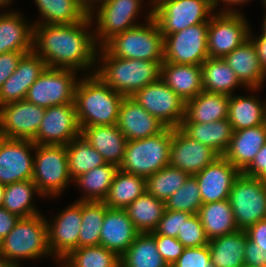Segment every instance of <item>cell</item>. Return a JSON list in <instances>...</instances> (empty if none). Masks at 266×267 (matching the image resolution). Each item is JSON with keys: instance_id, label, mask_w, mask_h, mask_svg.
Here are the masks:
<instances>
[{"instance_id": "6f0895ef", "label": "cell", "mask_w": 266, "mask_h": 267, "mask_svg": "<svg viewBox=\"0 0 266 267\" xmlns=\"http://www.w3.org/2000/svg\"><path fill=\"white\" fill-rule=\"evenodd\" d=\"M250 0H211L213 9H218L217 6L221 5L219 4L220 2H222L223 4H226L227 6H224L225 8H220L221 10L218 9V12H240V10L238 11L234 6H241V4H245L248 3ZM231 7V8H230ZM234 8V9H233Z\"/></svg>"}, {"instance_id": "83f0119b", "label": "cell", "mask_w": 266, "mask_h": 267, "mask_svg": "<svg viewBox=\"0 0 266 267\" xmlns=\"http://www.w3.org/2000/svg\"><path fill=\"white\" fill-rule=\"evenodd\" d=\"M161 79L184 102L203 91L201 65L161 64Z\"/></svg>"}, {"instance_id": "f1b7e54d", "label": "cell", "mask_w": 266, "mask_h": 267, "mask_svg": "<svg viewBox=\"0 0 266 267\" xmlns=\"http://www.w3.org/2000/svg\"><path fill=\"white\" fill-rule=\"evenodd\" d=\"M188 137L211 147L223 156L233 136V128L228 119L210 123H189L185 118L179 127Z\"/></svg>"}, {"instance_id": "5bb4252c", "label": "cell", "mask_w": 266, "mask_h": 267, "mask_svg": "<svg viewBox=\"0 0 266 267\" xmlns=\"http://www.w3.org/2000/svg\"><path fill=\"white\" fill-rule=\"evenodd\" d=\"M132 98L166 127H180L185 117V102L161 78Z\"/></svg>"}, {"instance_id": "7bdbcfd3", "label": "cell", "mask_w": 266, "mask_h": 267, "mask_svg": "<svg viewBox=\"0 0 266 267\" xmlns=\"http://www.w3.org/2000/svg\"><path fill=\"white\" fill-rule=\"evenodd\" d=\"M108 206L104 202L82 201V223L78 248L100 245L101 227Z\"/></svg>"}, {"instance_id": "60d3db41", "label": "cell", "mask_w": 266, "mask_h": 267, "mask_svg": "<svg viewBox=\"0 0 266 267\" xmlns=\"http://www.w3.org/2000/svg\"><path fill=\"white\" fill-rule=\"evenodd\" d=\"M66 153L72 181L80 175L106 164L104 158L81 135L66 145Z\"/></svg>"}, {"instance_id": "4dcf8cb0", "label": "cell", "mask_w": 266, "mask_h": 267, "mask_svg": "<svg viewBox=\"0 0 266 267\" xmlns=\"http://www.w3.org/2000/svg\"><path fill=\"white\" fill-rule=\"evenodd\" d=\"M256 96L230 95L227 119L234 131L266 123V101Z\"/></svg>"}, {"instance_id": "8992f818", "label": "cell", "mask_w": 266, "mask_h": 267, "mask_svg": "<svg viewBox=\"0 0 266 267\" xmlns=\"http://www.w3.org/2000/svg\"><path fill=\"white\" fill-rule=\"evenodd\" d=\"M172 128L166 127L158 135L127 141L119 169L147 178L169 165Z\"/></svg>"}, {"instance_id": "9f6ffc18", "label": "cell", "mask_w": 266, "mask_h": 267, "mask_svg": "<svg viewBox=\"0 0 266 267\" xmlns=\"http://www.w3.org/2000/svg\"><path fill=\"white\" fill-rule=\"evenodd\" d=\"M251 31L252 29L250 28L249 38L253 41L256 47V50H257L260 64L263 67V69L266 71V34H263L261 32L260 35L256 36Z\"/></svg>"}, {"instance_id": "7dc6e473", "label": "cell", "mask_w": 266, "mask_h": 267, "mask_svg": "<svg viewBox=\"0 0 266 267\" xmlns=\"http://www.w3.org/2000/svg\"><path fill=\"white\" fill-rule=\"evenodd\" d=\"M209 246L185 248L177 261L171 267H209Z\"/></svg>"}, {"instance_id": "f5cc1de1", "label": "cell", "mask_w": 266, "mask_h": 267, "mask_svg": "<svg viewBox=\"0 0 266 267\" xmlns=\"http://www.w3.org/2000/svg\"><path fill=\"white\" fill-rule=\"evenodd\" d=\"M242 173L266 182V143L260 148L252 163Z\"/></svg>"}, {"instance_id": "003e7915", "label": "cell", "mask_w": 266, "mask_h": 267, "mask_svg": "<svg viewBox=\"0 0 266 267\" xmlns=\"http://www.w3.org/2000/svg\"><path fill=\"white\" fill-rule=\"evenodd\" d=\"M11 267H21V265H18V266L12 265Z\"/></svg>"}, {"instance_id": "6125c7cd", "label": "cell", "mask_w": 266, "mask_h": 267, "mask_svg": "<svg viewBox=\"0 0 266 267\" xmlns=\"http://www.w3.org/2000/svg\"><path fill=\"white\" fill-rule=\"evenodd\" d=\"M13 2V0H0V8H6ZM9 4V5H8Z\"/></svg>"}, {"instance_id": "2e32d148", "label": "cell", "mask_w": 266, "mask_h": 267, "mask_svg": "<svg viewBox=\"0 0 266 267\" xmlns=\"http://www.w3.org/2000/svg\"><path fill=\"white\" fill-rule=\"evenodd\" d=\"M81 135L75 104L46 108L43 120L32 142L35 145H68Z\"/></svg>"}, {"instance_id": "277c9868", "label": "cell", "mask_w": 266, "mask_h": 267, "mask_svg": "<svg viewBox=\"0 0 266 267\" xmlns=\"http://www.w3.org/2000/svg\"><path fill=\"white\" fill-rule=\"evenodd\" d=\"M150 9L146 23L115 35L102 48L114 57L164 62V36Z\"/></svg>"}, {"instance_id": "7402d4cb", "label": "cell", "mask_w": 266, "mask_h": 267, "mask_svg": "<svg viewBox=\"0 0 266 267\" xmlns=\"http://www.w3.org/2000/svg\"><path fill=\"white\" fill-rule=\"evenodd\" d=\"M117 126L128 141L158 135L166 128L132 97H124L119 110Z\"/></svg>"}, {"instance_id": "816d5d0a", "label": "cell", "mask_w": 266, "mask_h": 267, "mask_svg": "<svg viewBox=\"0 0 266 267\" xmlns=\"http://www.w3.org/2000/svg\"><path fill=\"white\" fill-rule=\"evenodd\" d=\"M245 267H266V251L249 239L244 250Z\"/></svg>"}, {"instance_id": "1f68e13d", "label": "cell", "mask_w": 266, "mask_h": 267, "mask_svg": "<svg viewBox=\"0 0 266 267\" xmlns=\"http://www.w3.org/2000/svg\"><path fill=\"white\" fill-rule=\"evenodd\" d=\"M248 239L246 231L237 230L209 240L211 263L216 267H245L244 250Z\"/></svg>"}, {"instance_id": "be15d7a7", "label": "cell", "mask_w": 266, "mask_h": 267, "mask_svg": "<svg viewBox=\"0 0 266 267\" xmlns=\"http://www.w3.org/2000/svg\"><path fill=\"white\" fill-rule=\"evenodd\" d=\"M264 9H266V8H264ZM266 11V10H265ZM264 20H263V25H262V27H261V32L263 33V34H266V14H265V16H264V18H263Z\"/></svg>"}, {"instance_id": "44dd1931", "label": "cell", "mask_w": 266, "mask_h": 267, "mask_svg": "<svg viewBox=\"0 0 266 267\" xmlns=\"http://www.w3.org/2000/svg\"><path fill=\"white\" fill-rule=\"evenodd\" d=\"M47 67L44 60L34 51L24 54L19 60L15 72L0 88V107L25 100L28 89Z\"/></svg>"}, {"instance_id": "f546056e", "label": "cell", "mask_w": 266, "mask_h": 267, "mask_svg": "<svg viewBox=\"0 0 266 267\" xmlns=\"http://www.w3.org/2000/svg\"><path fill=\"white\" fill-rule=\"evenodd\" d=\"M230 96L202 91L185 102V119L189 123H210L228 118Z\"/></svg>"}, {"instance_id": "5b68a950", "label": "cell", "mask_w": 266, "mask_h": 267, "mask_svg": "<svg viewBox=\"0 0 266 267\" xmlns=\"http://www.w3.org/2000/svg\"><path fill=\"white\" fill-rule=\"evenodd\" d=\"M44 216L41 213L19 218L13 230L1 240L0 255L15 266L20 265V259L53 257L48 246L47 223Z\"/></svg>"}, {"instance_id": "836d02e7", "label": "cell", "mask_w": 266, "mask_h": 267, "mask_svg": "<svg viewBox=\"0 0 266 267\" xmlns=\"http://www.w3.org/2000/svg\"><path fill=\"white\" fill-rule=\"evenodd\" d=\"M203 91L233 95L234 90L244 87L223 58H207L201 64Z\"/></svg>"}, {"instance_id": "f6af8a7d", "label": "cell", "mask_w": 266, "mask_h": 267, "mask_svg": "<svg viewBox=\"0 0 266 267\" xmlns=\"http://www.w3.org/2000/svg\"><path fill=\"white\" fill-rule=\"evenodd\" d=\"M202 204L198 181L193 175H190L185 183L165 201L166 210L182 211L192 215L198 214Z\"/></svg>"}, {"instance_id": "4316f807", "label": "cell", "mask_w": 266, "mask_h": 267, "mask_svg": "<svg viewBox=\"0 0 266 267\" xmlns=\"http://www.w3.org/2000/svg\"><path fill=\"white\" fill-rule=\"evenodd\" d=\"M81 136L104 158L106 163L119 167L128 140L117 124L83 127Z\"/></svg>"}, {"instance_id": "9c48e42d", "label": "cell", "mask_w": 266, "mask_h": 267, "mask_svg": "<svg viewBox=\"0 0 266 267\" xmlns=\"http://www.w3.org/2000/svg\"><path fill=\"white\" fill-rule=\"evenodd\" d=\"M236 226L247 230L258 221L266 219V182L241 173L229 193Z\"/></svg>"}, {"instance_id": "d4e9b609", "label": "cell", "mask_w": 266, "mask_h": 267, "mask_svg": "<svg viewBox=\"0 0 266 267\" xmlns=\"http://www.w3.org/2000/svg\"><path fill=\"white\" fill-rule=\"evenodd\" d=\"M24 18L17 10L0 13V54L33 51V23Z\"/></svg>"}, {"instance_id": "ffe728a7", "label": "cell", "mask_w": 266, "mask_h": 267, "mask_svg": "<svg viewBox=\"0 0 266 267\" xmlns=\"http://www.w3.org/2000/svg\"><path fill=\"white\" fill-rule=\"evenodd\" d=\"M240 174L224 156H219L195 174L203 204L228 199L233 183Z\"/></svg>"}, {"instance_id": "52a82bcc", "label": "cell", "mask_w": 266, "mask_h": 267, "mask_svg": "<svg viewBox=\"0 0 266 267\" xmlns=\"http://www.w3.org/2000/svg\"><path fill=\"white\" fill-rule=\"evenodd\" d=\"M32 181L43 197H60L73 182L68 170L65 145H36Z\"/></svg>"}, {"instance_id": "db71d44e", "label": "cell", "mask_w": 266, "mask_h": 267, "mask_svg": "<svg viewBox=\"0 0 266 267\" xmlns=\"http://www.w3.org/2000/svg\"><path fill=\"white\" fill-rule=\"evenodd\" d=\"M245 231L250 241L266 251V219L258 221Z\"/></svg>"}, {"instance_id": "e575fe53", "label": "cell", "mask_w": 266, "mask_h": 267, "mask_svg": "<svg viewBox=\"0 0 266 267\" xmlns=\"http://www.w3.org/2000/svg\"><path fill=\"white\" fill-rule=\"evenodd\" d=\"M36 3L41 20L33 25H67L83 21L88 14L77 0H33Z\"/></svg>"}, {"instance_id": "30bf717a", "label": "cell", "mask_w": 266, "mask_h": 267, "mask_svg": "<svg viewBox=\"0 0 266 267\" xmlns=\"http://www.w3.org/2000/svg\"><path fill=\"white\" fill-rule=\"evenodd\" d=\"M143 1L105 0L101 5L96 7L89 14L92 23L97 24L95 26L96 28H94L96 45L102 47L115 35L140 25L141 23H138L136 20L139 17L138 14L142 11ZM149 2L152 7V0H149Z\"/></svg>"}, {"instance_id": "f35d334b", "label": "cell", "mask_w": 266, "mask_h": 267, "mask_svg": "<svg viewBox=\"0 0 266 267\" xmlns=\"http://www.w3.org/2000/svg\"><path fill=\"white\" fill-rule=\"evenodd\" d=\"M145 192V178L123 172L119 169L115 174L108 195L103 202L109 208L125 209Z\"/></svg>"}, {"instance_id": "680465c9", "label": "cell", "mask_w": 266, "mask_h": 267, "mask_svg": "<svg viewBox=\"0 0 266 267\" xmlns=\"http://www.w3.org/2000/svg\"><path fill=\"white\" fill-rule=\"evenodd\" d=\"M104 1L105 0H77L79 5L86 11L88 15Z\"/></svg>"}, {"instance_id": "03108f58", "label": "cell", "mask_w": 266, "mask_h": 267, "mask_svg": "<svg viewBox=\"0 0 266 267\" xmlns=\"http://www.w3.org/2000/svg\"><path fill=\"white\" fill-rule=\"evenodd\" d=\"M209 267H216L211 262L209 263Z\"/></svg>"}, {"instance_id": "ee69618b", "label": "cell", "mask_w": 266, "mask_h": 267, "mask_svg": "<svg viewBox=\"0 0 266 267\" xmlns=\"http://www.w3.org/2000/svg\"><path fill=\"white\" fill-rule=\"evenodd\" d=\"M190 175L170 165L146 178V191L155 198L166 201Z\"/></svg>"}, {"instance_id": "9a60e30c", "label": "cell", "mask_w": 266, "mask_h": 267, "mask_svg": "<svg viewBox=\"0 0 266 267\" xmlns=\"http://www.w3.org/2000/svg\"><path fill=\"white\" fill-rule=\"evenodd\" d=\"M53 219H46L48 246L53 258L59 262L72 250L78 248L82 223V201L69 204L58 215L55 214Z\"/></svg>"}, {"instance_id": "ac0fdd59", "label": "cell", "mask_w": 266, "mask_h": 267, "mask_svg": "<svg viewBox=\"0 0 266 267\" xmlns=\"http://www.w3.org/2000/svg\"><path fill=\"white\" fill-rule=\"evenodd\" d=\"M36 145L32 140L0 136V183L4 186L32 180ZM33 150V151H32Z\"/></svg>"}, {"instance_id": "d590c367", "label": "cell", "mask_w": 266, "mask_h": 267, "mask_svg": "<svg viewBox=\"0 0 266 267\" xmlns=\"http://www.w3.org/2000/svg\"><path fill=\"white\" fill-rule=\"evenodd\" d=\"M118 170L117 165L106 163L76 178L73 183L83 191L77 201L103 202Z\"/></svg>"}, {"instance_id": "74e56055", "label": "cell", "mask_w": 266, "mask_h": 267, "mask_svg": "<svg viewBox=\"0 0 266 267\" xmlns=\"http://www.w3.org/2000/svg\"><path fill=\"white\" fill-rule=\"evenodd\" d=\"M165 210V201L155 198L147 191L125 208L139 233L153 232Z\"/></svg>"}, {"instance_id": "e7e4bbea", "label": "cell", "mask_w": 266, "mask_h": 267, "mask_svg": "<svg viewBox=\"0 0 266 267\" xmlns=\"http://www.w3.org/2000/svg\"><path fill=\"white\" fill-rule=\"evenodd\" d=\"M262 4H263L264 8H266V0H262Z\"/></svg>"}, {"instance_id": "11a10c76", "label": "cell", "mask_w": 266, "mask_h": 267, "mask_svg": "<svg viewBox=\"0 0 266 267\" xmlns=\"http://www.w3.org/2000/svg\"><path fill=\"white\" fill-rule=\"evenodd\" d=\"M18 220L19 217L17 215L0 207V240L4 239L13 230Z\"/></svg>"}, {"instance_id": "91938a15", "label": "cell", "mask_w": 266, "mask_h": 267, "mask_svg": "<svg viewBox=\"0 0 266 267\" xmlns=\"http://www.w3.org/2000/svg\"><path fill=\"white\" fill-rule=\"evenodd\" d=\"M12 264L2 255H0V267H11Z\"/></svg>"}, {"instance_id": "7c38bea8", "label": "cell", "mask_w": 266, "mask_h": 267, "mask_svg": "<svg viewBox=\"0 0 266 267\" xmlns=\"http://www.w3.org/2000/svg\"><path fill=\"white\" fill-rule=\"evenodd\" d=\"M242 12H216L208 23V58H224L249 38L250 24Z\"/></svg>"}, {"instance_id": "94428289", "label": "cell", "mask_w": 266, "mask_h": 267, "mask_svg": "<svg viewBox=\"0 0 266 267\" xmlns=\"http://www.w3.org/2000/svg\"><path fill=\"white\" fill-rule=\"evenodd\" d=\"M4 193H5V186L0 183V207H2L3 204Z\"/></svg>"}, {"instance_id": "e0dca14e", "label": "cell", "mask_w": 266, "mask_h": 267, "mask_svg": "<svg viewBox=\"0 0 266 267\" xmlns=\"http://www.w3.org/2000/svg\"><path fill=\"white\" fill-rule=\"evenodd\" d=\"M46 108L20 100L0 107V136L33 140Z\"/></svg>"}, {"instance_id": "d6986e66", "label": "cell", "mask_w": 266, "mask_h": 267, "mask_svg": "<svg viewBox=\"0 0 266 267\" xmlns=\"http://www.w3.org/2000/svg\"><path fill=\"white\" fill-rule=\"evenodd\" d=\"M219 156L211 147L188 137L179 127L172 128L170 166L194 176Z\"/></svg>"}, {"instance_id": "7a4b0ae2", "label": "cell", "mask_w": 266, "mask_h": 267, "mask_svg": "<svg viewBox=\"0 0 266 267\" xmlns=\"http://www.w3.org/2000/svg\"><path fill=\"white\" fill-rule=\"evenodd\" d=\"M124 97L109 87L98 75L79 78L74 104L80 129L89 126L115 125Z\"/></svg>"}, {"instance_id": "6da1fadb", "label": "cell", "mask_w": 266, "mask_h": 267, "mask_svg": "<svg viewBox=\"0 0 266 267\" xmlns=\"http://www.w3.org/2000/svg\"><path fill=\"white\" fill-rule=\"evenodd\" d=\"M92 24L88 15L83 21L74 24L33 25V51L49 68L70 69L78 73L86 70L85 74H93L99 47L95 42L94 31L89 28Z\"/></svg>"}, {"instance_id": "b9f144b4", "label": "cell", "mask_w": 266, "mask_h": 267, "mask_svg": "<svg viewBox=\"0 0 266 267\" xmlns=\"http://www.w3.org/2000/svg\"><path fill=\"white\" fill-rule=\"evenodd\" d=\"M60 267H120V257L98 246H83L72 250L60 262Z\"/></svg>"}, {"instance_id": "8fae6325", "label": "cell", "mask_w": 266, "mask_h": 267, "mask_svg": "<svg viewBox=\"0 0 266 267\" xmlns=\"http://www.w3.org/2000/svg\"><path fill=\"white\" fill-rule=\"evenodd\" d=\"M77 71L47 67L28 89L25 100L49 108L74 103Z\"/></svg>"}, {"instance_id": "ba28073f", "label": "cell", "mask_w": 266, "mask_h": 267, "mask_svg": "<svg viewBox=\"0 0 266 267\" xmlns=\"http://www.w3.org/2000/svg\"><path fill=\"white\" fill-rule=\"evenodd\" d=\"M213 13L211 0H152V17L164 37L192 25L209 23Z\"/></svg>"}, {"instance_id": "4fadbf2b", "label": "cell", "mask_w": 266, "mask_h": 267, "mask_svg": "<svg viewBox=\"0 0 266 267\" xmlns=\"http://www.w3.org/2000/svg\"><path fill=\"white\" fill-rule=\"evenodd\" d=\"M208 23H200L164 37V62L201 65L208 58Z\"/></svg>"}, {"instance_id": "484cf974", "label": "cell", "mask_w": 266, "mask_h": 267, "mask_svg": "<svg viewBox=\"0 0 266 267\" xmlns=\"http://www.w3.org/2000/svg\"><path fill=\"white\" fill-rule=\"evenodd\" d=\"M266 143V123L233 132L224 157L241 173L252 163Z\"/></svg>"}, {"instance_id": "cb8c5ba5", "label": "cell", "mask_w": 266, "mask_h": 267, "mask_svg": "<svg viewBox=\"0 0 266 267\" xmlns=\"http://www.w3.org/2000/svg\"><path fill=\"white\" fill-rule=\"evenodd\" d=\"M139 232L125 209L107 208L100 233V245L121 257Z\"/></svg>"}, {"instance_id": "681fc988", "label": "cell", "mask_w": 266, "mask_h": 267, "mask_svg": "<svg viewBox=\"0 0 266 267\" xmlns=\"http://www.w3.org/2000/svg\"><path fill=\"white\" fill-rule=\"evenodd\" d=\"M183 227V212L165 210L157 227L150 234H159L177 238L179 231Z\"/></svg>"}, {"instance_id": "f907efd6", "label": "cell", "mask_w": 266, "mask_h": 267, "mask_svg": "<svg viewBox=\"0 0 266 267\" xmlns=\"http://www.w3.org/2000/svg\"><path fill=\"white\" fill-rule=\"evenodd\" d=\"M29 52H7L0 54V88L15 72L21 57Z\"/></svg>"}, {"instance_id": "ab89813d", "label": "cell", "mask_w": 266, "mask_h": 267, "mask_svg": "<svg viewBox=\"0 0 266 267\" xmlns=\"http://www.w3.org/2000/svg\"><path fill=\"white\" fill-rule=\"evenodd\" d=\"M120 267H169L150 233H139L120 257Z\"/></svg>"}, {"instance_id": "603a6c76", "label": "cell", "mask_w": 266, "mask_h": 267, "mask_svg": "<svg viewBox=\"0 0 266 267\" xmlns=\"http://www.w3.org/2000/svg\"><path fill=\"white\" fill-rule=\"evenodd\" d=\"M223 60L234 71L240 83L248 88L247 91L255 92L262 89L266 71L260 64L256 47L250 38L226 55Z\"/></svg>"}, {"instance_id": "bcb514c9", "label": "cell", "mask_w": 266, "mask_h": 267, "mask_svg": "<svg viewBox=\"0 0 266 267\" xmlns=\"http://www.w3.org/2000/svg\"><path fill=\"white\" fill-rule=\"evenodd\" d=\"M177 239L185 248L208 245L209 239L201 224L198 214L183 212V227L177 235Z\"/></svg>"}, {"instance_id": "8d00e7d4", "label": "cell", "mask_w": 266, "mask_h": 267, "mask_svg": "<svg viewBox=\"0 0 266 267\" xmlns=\"http://www.w3.org/2000/svg\"><path fill=\"white\" fill-rule=\"evenodd\" d=\"M34 196L44 198L32 180L6 185L2 207L19 218L41 214L36 208L35 202L33 203Z\"/></svg>"}, {"instance_id": "d6a6232c", "label": "cell", "mask_w": 266, "mask_h": 267, "mask_svg": "<svg viewBox=\"0 0 266 267\" xmlns=\"http://www.w3.org/2000/svg\"><path fill=\"white\" fill-rule=\"evenodd\" d=\"M198 216L209 240L239 230L228 199L202 204Z\"/></svg>"}, {"instance_id": "c3c4849f", "label": "cell", "mask_w": 266, "mask_h": 267, "mask_svg": "<svg viewBox=\"0 0 266 267\" xmlns=\"http://www.w3.org/2000/svg\"><path fill=\"white\" fill-rule=\"evenodd\" d=\"M155 238L158 252L161 254L166 264L171 267L183 253L185 247L174 237L151 234Z\"/></svg>"}, {"instance_id": "3957f363", "label": "cell", "mask_w": 266, "mask_h": 267, "mask_svg": "<svg viewBox=\"0 0 266 267\" xmlns=\"http://www.w3.org/2000/svg\"><path fill=\"white\" fill-rule=\"evenodd\" d=\"M96 63L95 74L109 87L123 97H133L139 90L161 78L163 62L114 57L99 47Z\"/></svg>"}]
</instances>
